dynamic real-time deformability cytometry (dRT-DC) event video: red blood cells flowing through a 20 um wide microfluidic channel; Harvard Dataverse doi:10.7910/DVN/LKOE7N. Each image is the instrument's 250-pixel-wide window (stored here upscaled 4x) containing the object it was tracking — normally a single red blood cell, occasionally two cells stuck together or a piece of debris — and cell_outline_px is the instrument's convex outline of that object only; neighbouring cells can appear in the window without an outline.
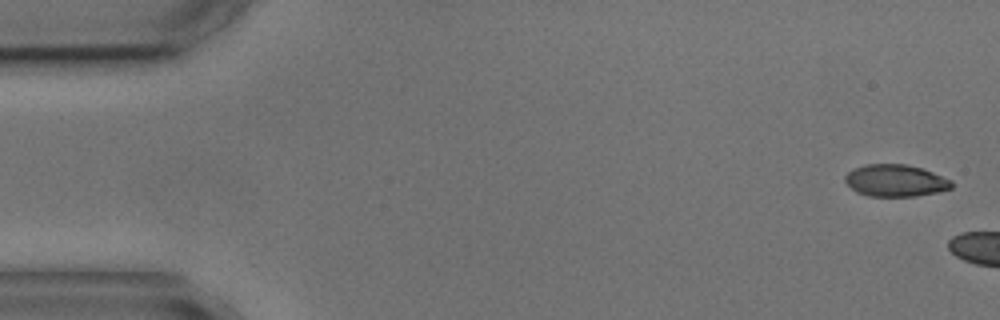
{"species": "common noctule bat (a hibernating species)", "species_latin": "Nyctalus noctula", "temperature_condition": "cold", "stored_images_in_passage": 3, "camera_frame_rate_fps": 3000, "um_per_image_px": 0.085, "animal": {"sex": "male", "body_mass_g": 17.9, "forearm_length_mm": 54.2}, "frame": {"image": 1, "passage_image": 1, "time_ms": 0.0, "image_size_px": [1000, 320], "cell_outline_px": [[952, 188], [936, 192], [916, 196], [868, 196], [856, 192], [844, 180], [844, 176], [848, 172], [864, 164], [908, 164], [932, 172], [952, 180]], "centroid_in_image_um": [76.1, 15.35], "position_along_channel_um": 8.9, "area_um2": 19.77}}